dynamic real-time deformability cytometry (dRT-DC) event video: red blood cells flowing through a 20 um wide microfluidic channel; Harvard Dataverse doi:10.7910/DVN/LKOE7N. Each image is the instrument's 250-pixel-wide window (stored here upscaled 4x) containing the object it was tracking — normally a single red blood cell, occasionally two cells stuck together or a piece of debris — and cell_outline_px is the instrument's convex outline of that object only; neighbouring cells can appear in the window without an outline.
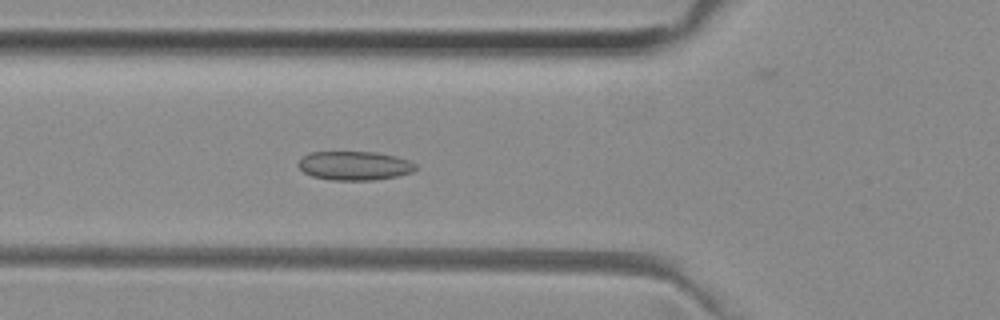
{"species": "common noctule bat (a hibernating species)", "species_latin": "Nyctalus noctula", "temperature_condition": "room temperature", "stored_images_in_passage": 50, "camera_frame_rate_fps": 3000, "um_per_image_px": 0.085, "animal": {"sex": "female", "body_mass_g": 29.2, "forearm_length_mm": 56.3}, "frame": {"image": 1, "passage_image": 17, "time_ms": 5.333, "image_size_px": [1000, 320], "cell_outline_px": [[416, 168], [412, 172], [396, 176], [376, 180], [332, 180], [312, 176], [304, 172], [296, 164], [308, 152], [376, 152], [396, 156], [408, 160], [416, 164]], "centroid_in_image_um": [30.13, 14.08], "position_along_channel_um": 95.7, "area_um2": 19.77}}
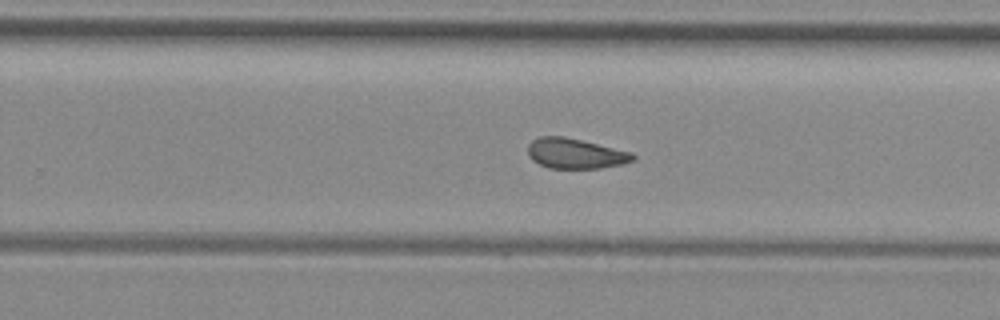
{"frame": {"image": 2, "passage_image": 31, "time_ms": 10.0, "image_size_px": [1000, 320], "cell_outline_px": [[636, 160], [624, 164], [600, 168], [548, 168], [532, 160], [528, 156], [528, 144], [532, 140], [540, 136], [564, 136], [632, 152], [636, 156]], "centroid_in_image_um": [48.92, 13.05], "position_along_channel_um": 280.9, "area_um2": 18.61}}
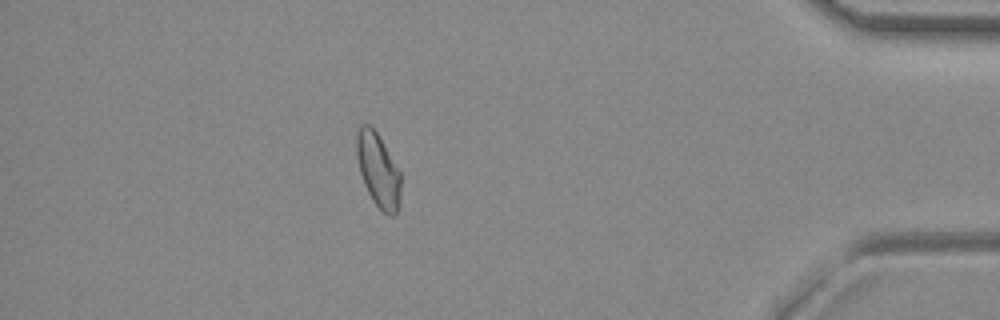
{"frame": {"image": 3, "passage_image": 44, "time_ms": 14.333, "image_size_px": [1000, 320], "cell_outline_px": [[400, 196], [396, 212], [392, 216], [388, 216], [372, 200], [364, 184], [360, 172], [356, 156], [356, 132], [360, 124], [368, 124], [376, 132], [400, 172]], "centroid_in_image_um": [32.11, 14.45], "position_along_channel_um": 403.1, "area_um2": 18.73}, "authors_computed_cell_mechanics": {"area_um2": 19.2763, "velocity_mm_per_s": 3.976, "shape_relaxation_time_tau1_ms": null, "shape_relaxation_time_tau2_ms": 2.5237, "deformation_change_tau1": null, "deformation_change_tau2": 0.0811}}